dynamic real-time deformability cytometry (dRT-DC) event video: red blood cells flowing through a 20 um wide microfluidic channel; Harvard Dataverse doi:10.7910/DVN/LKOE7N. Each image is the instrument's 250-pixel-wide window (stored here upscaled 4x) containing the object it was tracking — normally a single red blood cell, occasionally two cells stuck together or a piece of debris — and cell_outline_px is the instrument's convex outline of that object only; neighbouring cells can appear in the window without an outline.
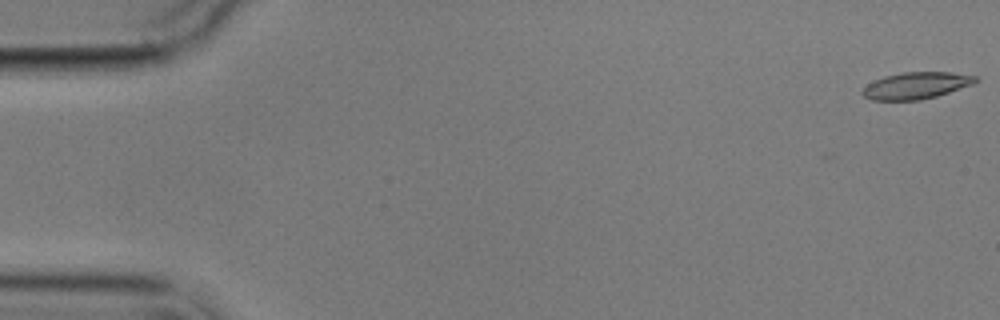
{"species": "common noctule bat (a hibernating species)", "species_latin": "Nyctalus noctula", "temperature_condition": "cold", "stored_images_in_passage": 8, "camera_frame_rate_fps": 3000, "um_per_image_px": 0.085, "animal": {"sex": "male", "body_mass_g": 17.9}, "frame": {"image": 1, "passage_image": 1, "time_ms": 0.0, "image_size_px": [1000, 320], "cell_outline_px": [[980, 80], [972, 84], [936, 96], [920, 100], [872, 100], [864, 96], [860, 92], [868, 84], [884, 76], [900, 72], [952, 72], [976, 76]], "centroid_in_image_um": [77.87, 7.26], "position_along_channel_um": 7.1, "area_um2": 17.51}}
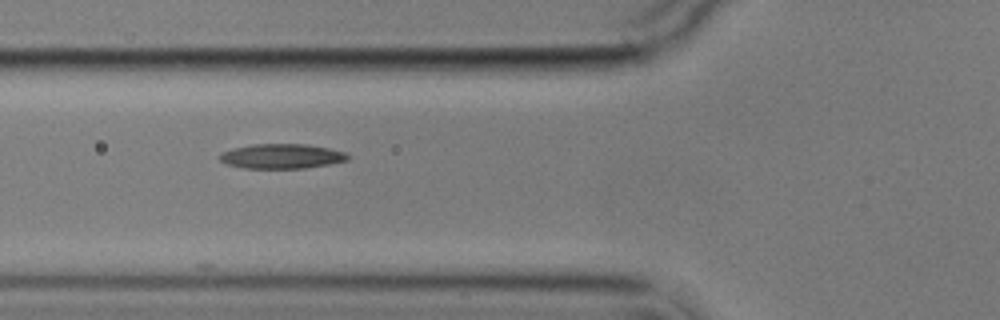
{"frame": {"image": 2, "passage_image": 6, "time_ms": 6.667, "image_size_px": [1000, 320], "cell_outline_px": [[352, 156], [348, 160], [328, 164], [304, 168], [244, 168], [228, 164], [220, 160], [220, 156], [224, 152], [232, 148], [252, 144], [308, 144], [348, 152]], "centroid_in_image_um": [24.01, 13.27], "position_along_channel_um": 101.8, "area_um2": 18.44}}
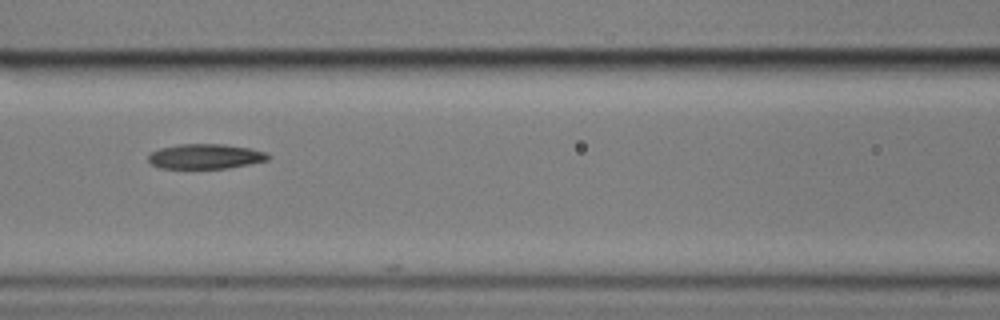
{"frame": {"image": 3, "passage_image": 7, "time_ms": 8.0, "image_size_px": [1000, 320], "cell_outline_px": [[272, 156], [268, 160], [228, 168], [160, 168], [152, 164], [148, 160], [148, 156], [152, 152], [160, 148], [180, 144], [224, 144], [248, 148], [268, 152]], "centroid_in_image_um": [17.49, 13.29], "position_along_channel_um": 149.1, "area_um2": 17.34}}